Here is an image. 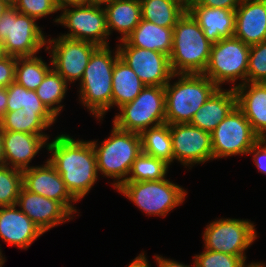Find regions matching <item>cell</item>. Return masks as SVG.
<instances>
[{"label":"cell","instance_id":"2","mask_svg":"<svg viewBox=\"0 0 266 267\" xmlns=\"http://www.w3.org/2000/svg\"><path fill=\"white\" fill-rule=\"evenodd\" d=\"M119 58L117 46H99L87 64L79 82V102L96 120H103L112 109V75L116 60Z\"/></svg>","mask_w":266,"mask_h":267},{"label":"cell","instance_id":"3","mask_svg":"<svg viewBox=\"0 0 266 267\" xmlns=\"http://www.w3.org/2000/svg\"><path fill=\"white\" fill-rule=\"evenodd\" d=\"M164 87L165 121L169 125L190 123L197 110L219 88L203 74H173Z\"/></svg>","mask_w":266,"mask_h":267},{"label":"cell","instance_id":"32","mask_svg":"<svg viewBox=\"0 0 266 267\" xmlns=\"http://www.w3.org/2000/svg\"><path fill=\"white\" fill-rule=\"evenodd\" d=\"M170 165L143 152L134 160L127 181H157L165 179Z\"/></svg>","mask_w":266,"mask_h":267},{"label":"cell","instance_id":"45","mask_svg":"<svg viewBox=\"0 0 266 267\" xmlns=\"http://www.w3.org/2000/svg\"><path fill=\"white\" fill-rule=\"evenodd\" d=\"M5 165L3 152V129L0 127V166Z\"/></svg>","mask_w":266,"mask_h":267},{"label":"cell","instance_id":"22","mask_svg":"<svg viewBox=\"0 0 266 267\" xmlns=\"http://www.w3.org/2000/svg\"><path fill=\"white\" fill-rule=\"evenodd\" d=\"M187 11L198 22L210 43L234 36L235 10L190 5Z\"/></svg>","mask_w":266,"mask_h":267},{"label":"cell","instance_id":"37","mask_svg":"<svg viewBox=\"0 0 266 267\" xmlns=\"http://www.w3.org/2000/svg\"><path fill=\"white\" fill-rule=\"evenodd\" d=\"M12 6L19 13L28 15L35 20L59 11L57 0H14Z\"/></svg>","mask_w":266,"mask_h":267},{"label":"cell","instance_id":"36","mask_svg":"<svg viewBox=\"0 0 266 267\" xmlns=\"http://www.w3.org/2000/svg\"><path fill=\"white\" fill-rule=\"evenodd\" d=\"M247 82L266 83V41L250 46Z\"/></svg>","mask_w":266,"mask_h":267},{"label":"cell","instance_id":"17","mask_svg":"<svg viewBox=\"0 0 266 267\" xmlns=\"http://www.w3.org/2000/svg\"><path fill=\"white\" fill-rule=\"evenodd\" d=\"M16 205L43 233L74 219V216L59 202L21 188Z\"/></svg>","mask_w":266,"mask_h":267},{"label":"cell","instance_id":"51","mask_svg":"<svg viewBox=\"0 0 266 267\" xmlns=\"http://www.w3.org/2000/svg\"><path fill=\"white\" fill-rule=\"evenodd\" d=\"M254 267H266V264L265 263H261V264H259L257 266H254Z\"/></svg>","mask_w":266,"mask_h":267},{"label":"cell","instance_id":"27","mask_svg":"<svg viewBox=\"0 0 266 267\" xmlns=\"http://www.w3.org/2000/svg\"><path fill=\"white\" fill-rule=\"evenodd\" d=\"M145 86L134 70L118 58L112 75V108L132 102Z\"/></svg>","mask_w":266,"mask_h":267},{"label":"cell","instance_id":"26","mask_svg":"<svg viewBox=\"0 0 266 267\" xmlns=\"http://www.w3.org/2000/svg\"><path fill=\"white\" fill-rule=\"evenodd\" d=\"M57 118L50 111H24L19 109L6 112L0 119L3 130L38 135H48L44 131L55 124Z\"/></svg>","mask_w":266,"mask_h":267},{"label":"cell","instance_id":"21","mask_svg":"<svg viewBox=\"0 0 266 267\" xmlns=\"http://www.w3.org/2000/svg\"><path fill=\"white\" fill-rule=\"evenodd\" d=\"M236 106L250 122L253 131L266 138V83L246 82L234 89Z\"/></svg>","mask_w":266,"mask_h":267},{"label":"cell","instance_id":"31","mask_svg":"<svg viewBox=\"0 0 266 267\" xmlns=\"http://www.w3.org/2000/svg\"><path fill=\"white\" fill-rule=\"evenodd\" d=\"M52 69L50 63L40 56L16 57L15 82L27 90H36L44 80L46 74Z\"/></svg>","mask_w":266,"mask_h":267},{"label":"cell","instance_id":"42","mask_svg":"<svg viewBox=\"0 0 266 267\" xmlns=\"http://www.w3.org/2000/svg\"><path fill=\"white\" fill-rule=\"evenodd\" d=\"M145 252H142L136 256L127 267H151L148 263Z\"/></svg>","mask_w":266,"mask_h":267},{"label":"cell","instance_id":"35","mask_svg":"<svg viewBox=\"0 0 266 267\" xmlns=\"http://www.w3.org/2000/svg\"><path fill=\"white\" fill-rule=\"evenodd\" d=\"M193 257L195 267H254L263 262H254L247 264L239 256L224 254L203 249ZM247 264V265H246Z\"/></svg>","mask_w":266,"mask_h":267},{"label":"cell","instance_id":"44","mask_svg":"<svg viewBox=\"0 0 266 267\" xmlns=\"http://www.w3.org/2000/svg\"><path fill=\"white\" fill-rule=\"evenodd\" d=\"M59 8L72 6V5H85L87 0H57Z\"/></svg>","mask_w":266,"mask_h":267},{"label":"cell","instance_id":"13","mask_svg":"<svg viewBox=\"0 0 266 267\" xmlns=\"http://www.w3.org/2000/svg\"><path fill=\"white\" fill-rule=\"evenodd\" d=\"M98 47L91 42L59 35L47 39L45 51H49L52 68L70 85L81 81L92 53Z\"/></svg>","mask_w":266,"mask_h":267},{"label":"cell","instance_id":"7","mask_svg":"<svg viewBox=\"0 0 266 267\" xmlns=\"http://www.w3.org/2000/svg\"><path fill=\"white\" fill-rule=\"evenodd\" d=\"M249 51L250 46L235 36L219 40L211 46L203 75L219 88L225 83L232 84V89L237 88L247 82Z\"/></svg>","mask_w":266,"mask_h":267},{"label":"cell","instance_id":"11","mask_svg":"<svg viewBox=\"0 0 266 267\" xmlns=\"http://www.w3.org/2000/svg\"><path fill=\"white\" fill-rule=\"evenodd\" d=\"M60 11L53 21L68 28L67 34H60L61 36L91 42L97 46L110 44L103 5H72L59 8Z\"/></svg>","mask_w":266,"mask_h":267},{"label":"cell","instance_id":"29","mask_svg":"<svg viewBox=\"0 0 266 267\" xmlns=\"http://www.w3.org/2000/svg\"><path fill=\"white\" fill-rule=\"evenodd\" d=\"M142 19L173 28L187 9L176 0H140Z\"/></svg>","mask_w":266,"mask_h":267},{"label":"cell","instance_id":"8","mask_svg":"<svg viewBox=\"0 0 266 267\" xmlns=\"http://www.w3.org/2000/svg\"><path fill=\"white\" fill-rule=\"evenodd\" d=\"M42 30L34 18L13 6L0 17V40L9 56L32 57L46 49L48 36Z\"/></svg>","mask_w":266,"mask_h":267},{"label":"cell","instance_id":"52","mask_svg":"<svg viewBox=\"0 0 266 267\" xmlns=\"http://www.w3.org/2000/svg\"><path fill=\"white\" fill-rule=\"evenodd\" d=\"M3 1L8 2L11 6H12V4H13V2H14V0H3Z\"/></svg>","mask_w":266,"mask_h":267},{"label":"cell","instance_id":"1","mask_svg":"<svg viewBox=\"0 0 266 267\" xmlns=\"http://www.w3.org/2000/svg\"><path fill=\"white\" fill-rule=\"evenodd\" d=\"M48 141L47 159L61 175L68 191L77 200L84 198L99 180L96 155L91 141L59 134ZM50 152V153H49Z\"/></svg>","mask_w":266,"mask_h":267},{"label":"cell","instance_id":"5","mask_svg":"<svg viewBox=\"0 0 266 267\" xmlns=\"http://www.w3.org/2000/svg\"><path fill=\"white\" fill-rule=\"evenodd\" d=\"M212 43L192 15L186 11L173 27L170 65L174 74H203Z\"/></svg>","mask_w":266,"mask_h":267},{"label":"cell","instance_id":"40","mask_svg":"<svg viewBox=\"0 0 266 267\" xmlns=\"http://www.w3.org/2000/svg\"><path fill=\"white\" fill-rule=\"evenodd\" d=\"M243 0H195L191 5L235 10Z\"/></svg>","mask_w":266,"mask_h":267},{"label":"cell","instance_id":"46","mask_svg":"<svg viewBox=\"0 0 266 267\" xmlns=\"http://www.w3.org/2000/svg\"><path fill=\"white\" fill-rule=\"evenodd\" d=\"M11 7V5L3 0H0V17Z\"/></svg>","mask_w":266,"mask_h":267},{"label":"cell","instance_id":"14","mask_svg":"<svg viewBox=\"0 0 266 267\" xmlns=\"http://www.w3.org/2000/svg\"><path fill=\"white\" fill-rule=\"evenodd\" d=\"M117 49L123 60L147 86H165L173 71L168 55L148 49L130 46L125 40L119 41Z\"/></svg>","mask_w":266,"mask_h":267},{"label":"cell","instance_id":"49","mask_svg":"<svg viewBox=\"0 0 266 267\" xmlns=\"http://www.w3.org/2000/svg\"><path fill=\"white\" fill-rule=\"evenodd\" d=\"M5 56H6V53L4 50L3 42L0 40V59L4 58Z\"/></svg>","mask_w":266,"mask_h":267},{"label":"cell","instance_id":"38","mask_svg":"<svg viewBox=\"0 0 266 267\" xmlns=\"http://www.w3.org/2000/svg\"><path fill=\"white\" fill-rule=\"evenodd\" d=\"M16 57L6 55L0 59V87L7 88L15 81Z\"/></svg>","mask_w":266,"mask_h":267},{"label":"cell","instance_id":"18","mask_svg":"<svg viewBox=\"0 0 266 267\" xmlns=\"http://www.w3.org/2000/svg\"><path fill=\"white\" fill-rule=\"evenodd\" d=\"M50 135L3 130V152L6 166L26 170L42 148L47 149Z\"/></svg>","mask_w":266,"mask_h":267},{"label":"cell","instance_id":"9","mask_svg":"<svg viewBox=\"0 0 266 267\" xmlns=\"http://www.w3.org/2000/svg\"><path fill=\"white\" fill-rule=\"evenodd\" d=\"M113 124L120 130L141 133L165 121V87L145 86L138 96L119 109Z\"/></svg>","mask_w":266,"mask_h":267},{"label":"cell","instance_id":"10","mask_svg":"<svg viewBox=\"0 0 266 267\" xmlns=\"http://www.w3.org/2000/svg\"><path fill=\"white\" fill-rule=\"evenodd\" d=\"M204 249L239 256L246 263V252L257 239L255 224L249 219L217 218L202 234Z\"/></svg>","mask_w":266,"mask_h":267},{"label":"cell","instance_id":"30","mask_svg":"<svg viewBox=\"0 0 266 267\" xmlns=\"http://www.w3.org/2000/svg\"><path fill=\"white\" fill-rule=\"evenodd\" d=\"M68 85L67 81L52 68L35 90L39 99L56 118L63 111L64 105L61 103L69 90Z\"/></svg>","mask_w":266,"mask_h":267},{"label":"cell","instance_id":"34","mask_svg":"<svg viewBox=\"0 0 266 267\" xmlns=\"http://www.w3.org/2000/svg\"><path fill=\"white\" fill-rule=\"evenodd\" d=\"M23 187L22 171L10 166H0V207L17 203Z\"/></svg>","mask_w":266,"mask_h":267},{"label":"cell","instance_id":"50","mask_svg":"<svg viewBox=\"0 0 266 267\" xmlns=\"http://www.w3.org/2000/svg\"><path fill=\"white\" fill-rule=\"evenodd\" d=\"M6 259L5 256H3V254L0 252V267L3 266V264L5 263Z\"/></svg>","mask_w":266,"mask_h":267},{"label":"cell","instance_id":"19","mask_svg":"<svg viewBox=\"0 0 266 267\" xmlns=\"http://www.w3.org/2000/svg\"><path fill=\"white\" fill-rule=\"evenodd\" d=\"M17 205L0 207V239L9 246L26 249L44 233ZM0 252L2 247L0 244Z\"/></svg>","mask_w":266,"mask_h":267},{"label":"cell","instance_id":"6","mask_svg":"<svg viewBox=\"0 0 266 267\" xmlns=\"http://www.w3.org/2000/svg\"><path fill=\"white\" fill-rule=\"evenodd\" d=\"M116 191L135 204L142 213L162 218L181 206L188 193L167 178L157 181H126Z\"/></svg>","mask_w":266,"mask_h":267},{"label":"cell","instance_id":"39","mask_svg":"<svg viewBox=\"0 0 266 267\" xmlns=\"http://www.w3.org/2000/svg\"><path fill=\"white\" fill-rule=\"evenodd\" d=\"M252 154L253 163L258 168V172L266 175V138H260L248 151Z\"/></svg>","mask_w":266,"mask_h":267},{"label":"cell","instance_id":"4","mask_svg":"<svg viewBox=\"0 0 266 267\" xmlns=\"http://www.w3.org/2000/svg\"><path fill=\"white\" fill-rule=\"evenodd\" d=\"M101 144L91 140L96 155L97 171L102 177L114 179L112 186L117 190L127 181L134 160L142 152L139 133L118 129L114 124Z\"/></svg>","mask_w":266,"mask_h":267},{"label":"cell","instance_id":"20","mask_svg":"<svg viewBox=\"0 0 266 267\" xmlns=\"http://www.w3.org/2000/svg\"><path fill=\"white\" fill-rule=\"evenodd\" d=\"M234 36L252 46L266 41V0H243L235 9Z\"/></svg>","mask_w":266,"mask_h":267},{"label":"cell","instance_id":"15","mask_svg":"<svg viewBox=\"0 0 266 267\" xmlns=\"http://www.w3.org/2000/svg\"><path fill=\"white\" fill-rule=\"evenodd\" d=\"M174 161L185 168L213 161L211 133L190 123L170 124Z\"/></svg>","mask_w":266,"mask_h":267},{"label":"cell","instance_id":"41","mask_svg":"<svg viewBox=\"0 0 266 267\" xmlns=\"http://www.w3.org/2000/svg\"><path fill=\"white\" fill-rule=\"evenodd\" d=\"M155 257V262L158 265V267H195V264L193 262V265H185L182 262H178L176 260L170 259V258H165L163 256H159L158 254L154 255Z\"/></svg>","mask_w":266,"mask_h":267},{"label":"cell","instance_id":"33","mask_svg":"<svg viewBox=\"0 0 266 267\" xmlns=\"http://www.w3.org/2000/svg\"><path fill=\"white\" fill-rule=\"evenodd\" d=\"M6 112H13L19 109L24 111H49L42 103L34 90H27L15 81L7 87Z\"/></svg>","mask_w":266,"mask_h":267},{"label":"cell","instance_id":"43","mask_svg":"<svg viewBox=\"0 0 266 267\" xmlns=\"http://www.w3.org/2000/svg\"><path fill=\"white\" fill-rule=\"evenodd\" d=\"M7 100H8L7 88L0 87V119L6 113Z\"/></svg>","mask_w":266,"mask_h":267},{"label":"cell","instance_id":"28","mask_svg":"<svg viewBox=\"0 0 266 267\" xmlns=\"http://www.w3.org/2000/svg\"><path fill=\"white\" fill-rule=\"evenodd\" d=\"M142 152L165 161L174 163L170 125L163 123L140 133Z\"/></svg>","mask_w":266,"mask_h":267},{"label":"cell","instance_id":"12","mask_svg":"<svg viewBox=\"0 0 266 267\" xmlns=\"http://www.w3.org/2000/svg\"><path fill=\"white\" fill-rule=\"evenodd\" d=\"M259 139L245 115L235 106L211 132L214 159L247 155Z\"/></svg>","mask_w":266,"mask_h":267},{"label":"cell","instance_id":"16","mask_svg":"<svg viewBox=\"0 0 266 267\" xmlns=\"http://www.w3.org/2000/svg\"><path fill=\"white\" fill-rule=\"evenodd\" d=\"M44 162L22 171L23 186L30 192L59 201L75 217L78 211L74 204L78 201L68 191L54 166L48 160Z\"/></svg>","mask_w":266,"mask_h":267},{"label":"cell","instance_id":"24","mask_svg":"<svg viewBox=\"0 0 266 267\" xmlns=\"http://www.w3.org/2000/svg\"><path fill=\"white\" fill-rule=\"evenodd\" d=\"M103 7L109 36L118 32V41L124 40L142 19L140 0H112Z\"/></svg>","mask_w":266,"mask_h":267},{"label":"cell","instance_id":"48","mask_svg":"<svg viewBox=\"0 0 266 267\" xmlns=\"http://www.w3.org/2000/svg\"><path fill=\"white\" fill-rule=\"evenodd\" d=\"M181 5H183L186 9L195 1V0H176Z\"/></svg>","mask_w":266,"mask_h":267},{"label":"cell","instance_id":"25","mask_svg":"<svg viewBox=\"0 0 266 267\" xmlns=\"http://www.w3.org/2000/svg\"><path fill=\"white\" fill-rule=\"evenodd\" d=\"M124 40L130 46L170 56L173 46V28L160 27L141 19L138 26Z\"/></svg>","mask_w":266,"mask_h":267},{"label":"cell","instance_id":"23","mask_svg":"<svg viewBox=\"0 0 266 267\" xmlns=\"http://www.w3.org/2000/svg\"><path fill=\"white\" fill-rule=\"evenodd\" d=\"M235 106L234 89L218 88L197 110L190 124L211 133Z\"/></svg>","mask_w":266,"mask_h":267},{"label":"cell","instance_id":"47","mask_svg":"<svg viewBox=\"0 0 266 267\" xmlns=\"http://www.w3.org/2000/svg\"><path fill=\"white\" fill-rule=\"evenodd\" d=\"M112 0H87V4L104 5Z\"/></svg>","mask_w":266,"mask_h":267}]
</instances>
